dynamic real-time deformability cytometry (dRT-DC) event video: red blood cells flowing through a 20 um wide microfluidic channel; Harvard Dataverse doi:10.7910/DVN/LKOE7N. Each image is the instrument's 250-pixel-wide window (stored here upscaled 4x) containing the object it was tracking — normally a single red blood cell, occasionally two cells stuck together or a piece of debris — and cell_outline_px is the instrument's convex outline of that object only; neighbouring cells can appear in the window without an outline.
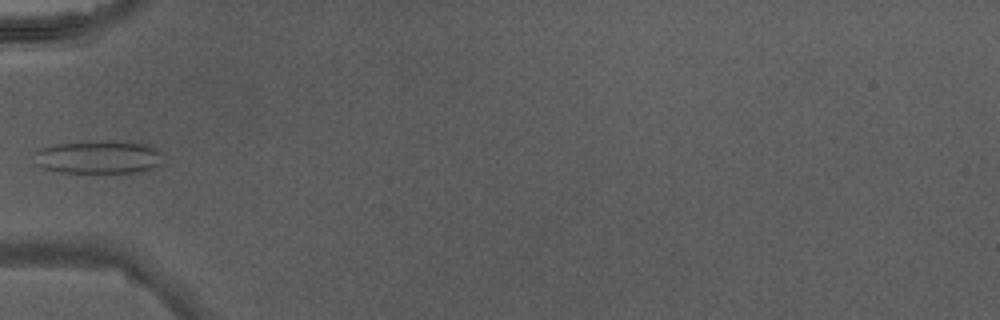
{"species": "Egyptian fruit bat (a non-hibernating species)", "species_latin": "Rousettus aegyptiacus", "temperature_condition": "warm", "stored_images_in_passage": 9, "camera_frame_rate_fps": 3000, "um_per_image_px": 0.085, "animal": {"sex": "male"}, "frame": {"image": 1, "passage_image": 1, "time_ms": 0.0, "image_size_px": [1000, 320], "cell_outline_px": [[164, 164], [144, 172], [60, 172], [40, 168], [36, 164], [36, 152], [40, 148], [52, 144], [148, 144], [164, 152]], "centroid_in_image_um": [8.45, 13.42], "position_along_channel_um": 76.5, "area_um2": 24.04}}
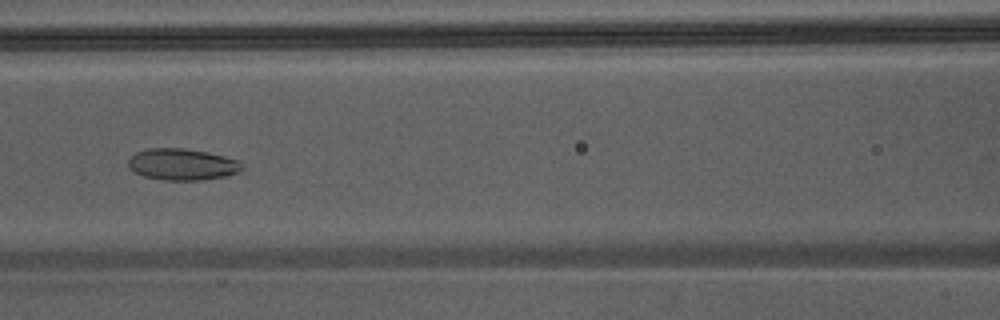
{"frame": {"image": 2, "passage_image": 6, "time_ms": 1.667, "image_size_px": [1000, 320], "cell_outline_px": [[244, 168], [236, 172], [224, 176], [200, 180], [164, 180], [144, 176], [128, 168], [128, 160], [136, 152], [148, 148], [184, 148], [224, 156], [236, 160], [244, 164]], "centroid_in_image_um": [15.46, 13.97], "position_along_channel_um": 151.1, "area_um2": 20.69}}